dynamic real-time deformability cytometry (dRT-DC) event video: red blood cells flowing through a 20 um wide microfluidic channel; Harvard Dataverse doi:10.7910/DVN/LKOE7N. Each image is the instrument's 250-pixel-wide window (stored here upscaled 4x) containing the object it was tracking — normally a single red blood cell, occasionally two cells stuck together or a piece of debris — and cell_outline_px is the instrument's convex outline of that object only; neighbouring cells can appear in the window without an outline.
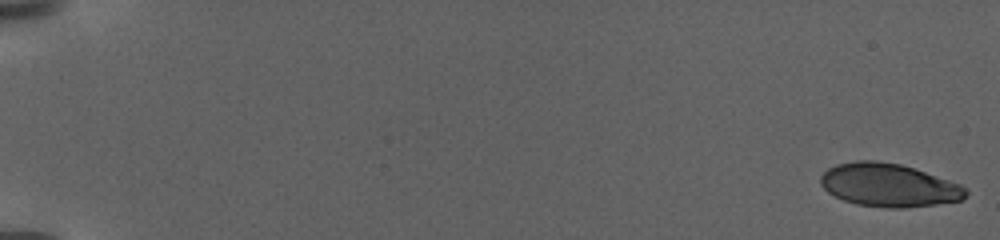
{"species": "human", "species_latin": "Homo sapiens", "temperature_condition": "warm", "stored_images_in_passage": 59, "camera_frame_rate_fps": 3000, "um_per_image_px": 0.085, "donor": {"sex": "female"}, "frame": {"image": 1, "passage_image": 1, "time_ms": 0.0, "image_size_px": [1000, 240], "cell_outline_px": [[968, 192], [960, 200], [932, 204], [900, 208], [888, 208], [856, 204], [844, 200], [828, 192], [820, 184], [820, 176], [828, 168], [836, 164], [856, 160], [876, 160], [900, 164], [960, 184]], "centroid_in_image_um": [75.48, 15.72], "position_along_channel_um": 9.5, "area_um2": 36.07}}
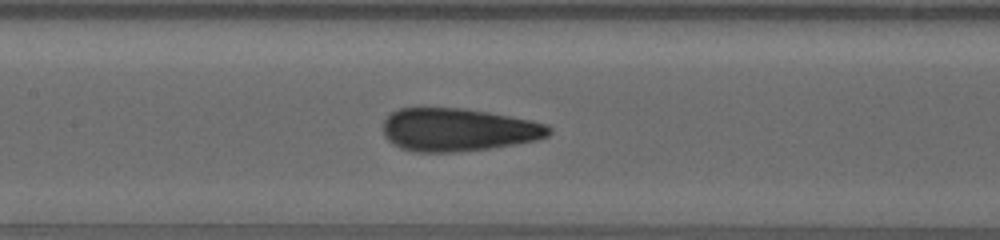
{"frame": {"image": 2, "passage_image": 33, "time_ms": 12.333, "image_size_px": [1000, 240], "cell_outline_px": [[552, 132], [548, 136], [536, 140], [516, 144], [488, 148], [452, 152], [416, 152], [400, 148], [392, 144], [384, 136], [384, 120], [392, 112], [400, 108], [464, 108], [488, 112], [528, 120], [544, 124], [552, 128]], "centroid_in_image_um": [38.91, 11.03], "position_along_channel_um": 168.5, "area_um2": 41.33}}
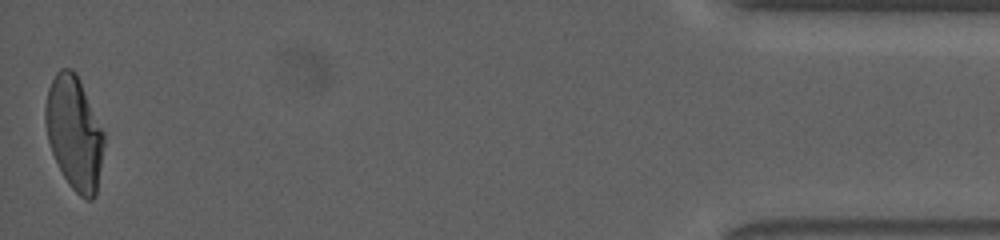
{"frame": {"image": 3, "passage_image": 59, "time_ms": 24.0, "image_size_px": [1000, 240], "cell_outline_px": [[104, 144], [96, 196], [92, 200], [88, 200], [80, 196], [72, 188], [64, 176], [52, 152], [48, 140], [44, 120], [44, 108], [48, 88], [56, 72], [60, 68], [72, 68], [76, 72], [80, 80], [104, 132]], "centroid_in_image_um": [6.31, 11.27], "position_along_channel_um": 428.9, "area_um2": 38.61}, "authors_computed_cell_mechanics": {"area_um2": 39.3618, "velocity_mm_per_s": 2.9066, "shape_relaxation_time_tau1_ms": 9.6488, "shape_relaxation_time_tau2_ms": 0.9581, "deformation_change_tau1": 0.2615, "deformation_change_tau2": 0.0817}}